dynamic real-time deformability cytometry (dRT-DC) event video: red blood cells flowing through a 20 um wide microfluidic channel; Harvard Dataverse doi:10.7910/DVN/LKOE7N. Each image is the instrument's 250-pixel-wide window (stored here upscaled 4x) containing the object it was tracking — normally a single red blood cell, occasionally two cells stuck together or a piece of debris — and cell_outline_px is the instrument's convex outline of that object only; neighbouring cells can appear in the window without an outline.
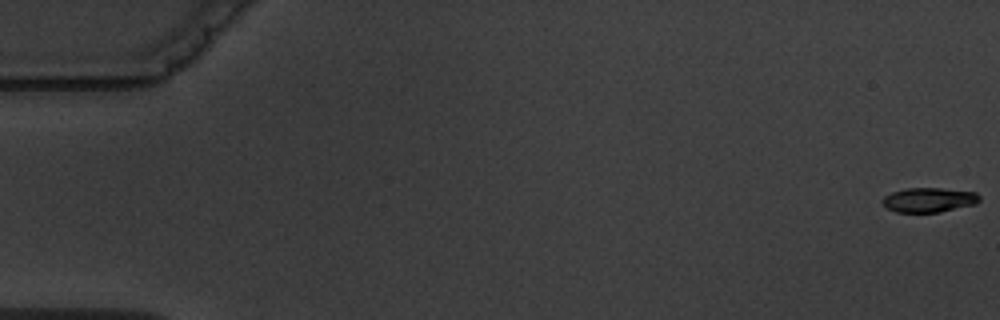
{"species": "common noctule bat (a hibernating species)", "species_latin": "Nyctalus noctula", "temperature_condition": "warm", "stored_images_in_passage": 4, "camera_frame_rate_fps": 3000, "um_per_image_px": 0.085, "animal": {"sex": "male", "body_mass_g": 19.5, "forearm_length_mm": 54.6}, "frame": {"image": 1, "passage_image": 1, "time_ms": 0.0, "image_size_px": [1000, 320], "cell_outline_px": [[980, 200], [976, 204], [940, 212], [896, 212], [888, 208], [880, 200], [884, 196], [892, 192], [908, 188], [940, 188], [976, 192], [980, 196]], "centroid_in_image_um": [78.97, 16.99], "position_along_channel_um": 6.0, "area_um2": 13.87}}